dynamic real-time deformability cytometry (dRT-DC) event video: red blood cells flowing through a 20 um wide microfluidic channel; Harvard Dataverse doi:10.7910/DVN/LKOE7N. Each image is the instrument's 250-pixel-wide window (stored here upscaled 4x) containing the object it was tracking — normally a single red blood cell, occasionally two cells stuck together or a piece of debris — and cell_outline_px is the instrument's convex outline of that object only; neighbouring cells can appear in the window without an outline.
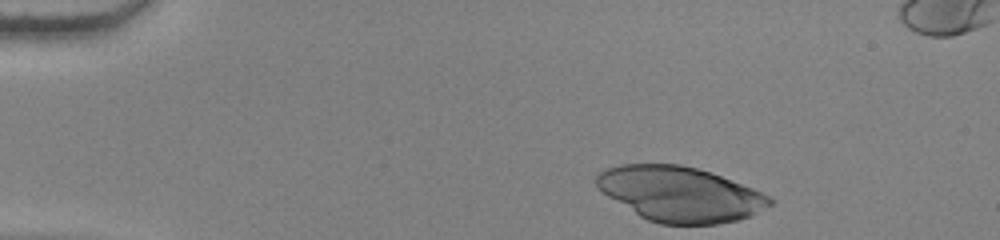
{"species": "human", "species_latin": "Homo sapiens", "temperature_condition": "warm", "stored_images_in_passage": 39, "camera_frame_rate_fps": 3000, "um_per_image_px": 0.085, "donor": {"sex": "female"}, "frame": {"image": 1, "passage_image": 1, "time_ms": 0.0, "image_size_px": [1000, 240], "cell_outline_px": [[776, 200], [772, 204], [748, 216], [736, 220], [716, 224], [660, 224], [648, 220], [640, 216], [608, 196], [596, 188], [596, 176], [600, 172], [608, 168], [620, 164], [680, 164], [696, 168], [720, 176], [752, 188], [772, 196]], "centroid_in_image_um": [57.79, 16.49], "position_along_channel_um": 27.2, "area_um2": 55.08}}
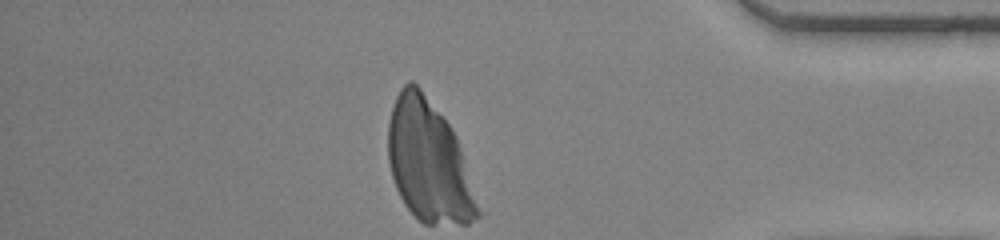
{"frame": {"image": 2, "passage_image": 39, "time_ms": 12.667, "image_size_px": [1000, 240], "cell_outline_px": [[484, 212], [480, 216], [468, 224], [424, 224], [404, 204], [396, 188], [392, 176], [388, 160], [388, 124], [392, 108], [396, 96], [400, 88], [408, 80], [412, 80], [420, 88], [448, 124], [456, 136]], "centroid_in_image_um": [36.47, 13.78], "position_along_channel_um": 398.7, "area_um2": 63.7}}